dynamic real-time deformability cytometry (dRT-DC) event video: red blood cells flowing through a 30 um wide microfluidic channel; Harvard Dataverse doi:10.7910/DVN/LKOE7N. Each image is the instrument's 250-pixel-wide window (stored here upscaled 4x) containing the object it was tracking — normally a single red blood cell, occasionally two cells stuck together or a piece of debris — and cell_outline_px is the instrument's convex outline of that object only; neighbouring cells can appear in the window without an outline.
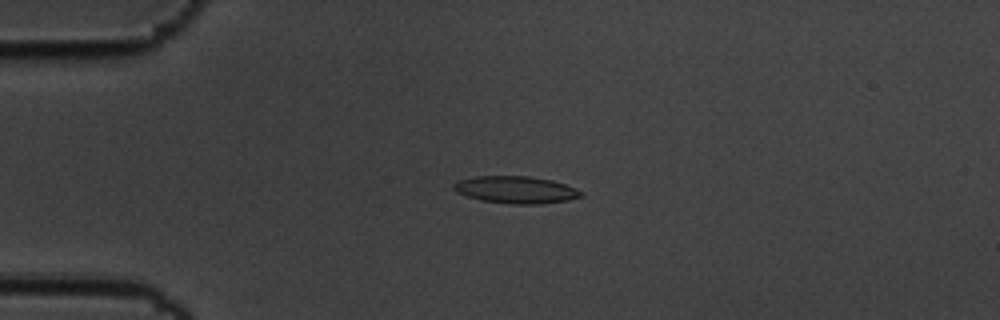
{"species": "common noctule bat (a hibernating species)", "species_latin": "Nyctalus noctula", "temperature_condition": "cold", "stored_images_in_passage": 55, "camera_frame_rate_fps": 3000, "um_per_image_px": 0.085, "animal": {"sex": "male", "body_mass_g": 19.5, "forearm_length_mm": 54.6}, "frame": {"image": 1, "passage_image": 11, "time_ms": 3.333, "image_size_px": [1000, 320], "cell_outline_px": [[584, 196], [568, 200], [540, 204], [512, 204], [480, 200], [456, 192], [452, 188], [452, 184], [456, 180], [472, 176], [528, 176], [552, 180], [576, 188]], "centroid_in_image_um": [43.8, 16.12], "position_along_channel_um": 41.2, "area_um2": 20.29}}
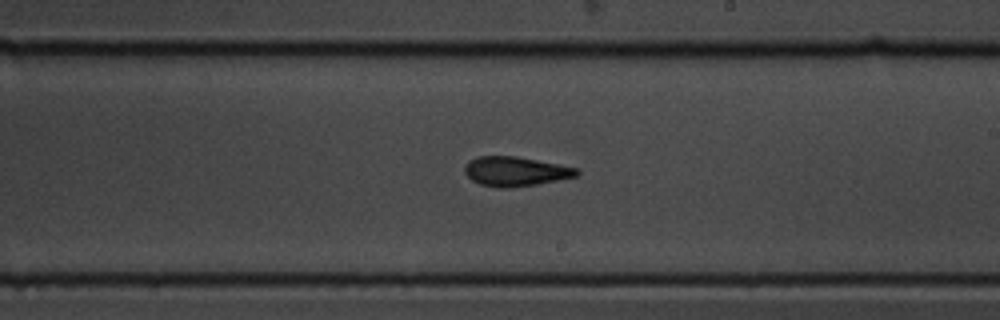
{"frame": {"image": 2, "passage_image": 31, "time_ms": 10.0, "image_size_px": [1000, 320], "cell_outline_px": [[580, 172], [576, 176], [536, 184], [508, 188], [496, 188], [480, 184], [472, 180], [464, 172], [464, 168], [468, 160], [476, 156], [516, 156], [580, 168]], "centroid_in_image_um": [43.79, 14.56], "position_along_channel_um": 245.2, "area_um2": 19.31}}
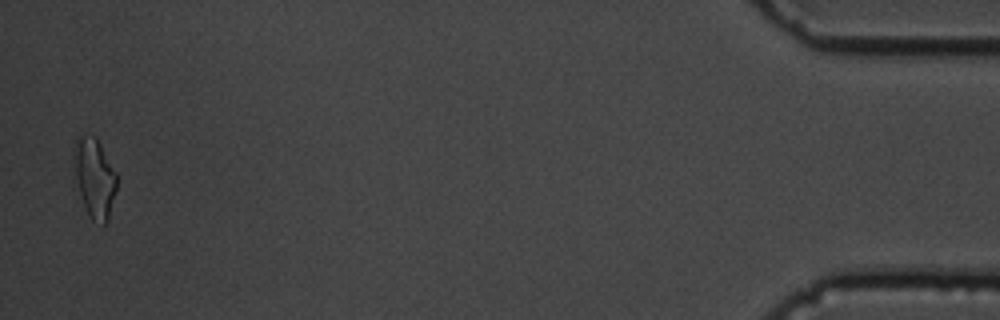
{"frame": {"image": 3, "passage_image": 54, "time_ms": 17.667, "image_size_px": [1000, 320], "cell_outline_px": [[116, 188], [108, 216], [104, 224], [92, 220], [72, 180], [72, 148], [76, 136], [96, 136], [116, 172]], "centroid_in_image_um": [7.94, 15.03], "position_along_channel_um": 427.3, "area_um2": 20.17}, "authors_computed_cell_mechanics": {"area_um2": 19.1318, "velocity_mm_per_s": 3.4824, "shape_relaxation_time_tau1_ms": null, "shape_relaxation_time_tau2_ms": 3.8637, "deformation_change_tau1": null, "deformation_change_tau2": 0.13}}